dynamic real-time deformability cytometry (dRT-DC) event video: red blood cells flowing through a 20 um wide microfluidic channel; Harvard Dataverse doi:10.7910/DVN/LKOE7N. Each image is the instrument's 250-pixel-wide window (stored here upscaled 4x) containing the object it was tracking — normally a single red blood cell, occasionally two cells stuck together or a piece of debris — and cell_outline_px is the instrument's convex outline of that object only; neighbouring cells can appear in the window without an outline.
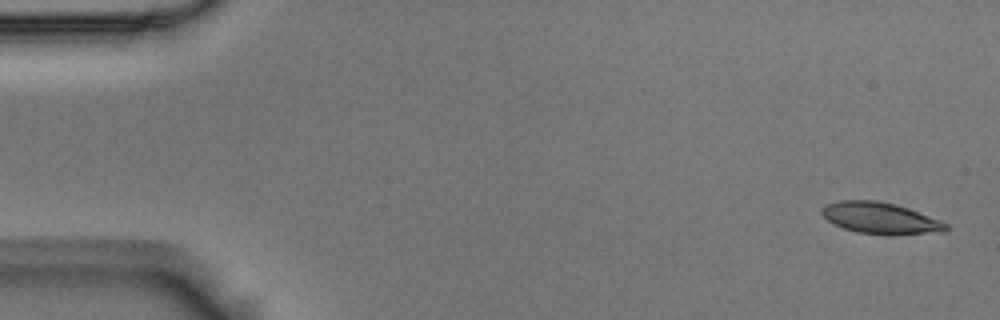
{"species": "Egyptian fruit bat (a non-hibernating species)", "species_latin": "Rousettus aegyptiacus", "temperature_condition": "room temperature", "stored_images_in_passage": 5, "camera_frame_rate_fps": 3000, "um_per_image_px": 0.085, "animal": {"sex": "male"}, "frame": {"image": 1, "passage_image": 1, "time_ms": 0.0, "image_size_px": [1000, 320], "cell_outline_px": [[948, 228], [944, 232], [888, 236], [884, 236], [856, 232], [832, 224], [820, 212], [820, 208], [828, 204], [840, 200], [876, 200], [908, 208], [940, 220], [948, 224]], "centroid_in_image_um": [74.84, 18.57], "position_along_channel_um": 10.2, "area_um2": 23.0}}